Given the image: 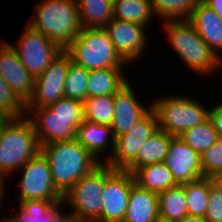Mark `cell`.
<instances>
[{"mask_svg":"<svg viewBox=\"0 0 222 222\" xmlns=\"http://www.w3.org/2000/svg\"><path fill=\"white\" fill-rule=\"evenodd\" d=\"M26 111L40 146L74 139L77 127L84 121L83 102L66 97L48 107L26 108Z\"/></svg>","mask_w":222,"mask_h":222,"instance_id":"6da1fadb","label":"cell"},{"mask_svg":"<svg viewBox=\"0 0 222 222\" xmlns=\"http://www.w3.org/2000/svg\"><path fill=\"white\" fill-rule=\"evenodd\" d=\"M41 152L48 160L53 184L63 196L100 164L75 138L43 145Z\"/></svg>","mask_w":222,"mask_h":222,"instance_id":"7a4b0ae2","label":"cell"},{"mask_svg":"<svg viewBox=\"0 0 222 222\" xmlns=\"http://www.w3.org/2000/svg\"><path fill=\"white\" fill-rule=\"evenodd\" d=\"M27 23L65 50L79 35L81 24L76 0H42Z\"/></svg>","mask_w":222,"mask_h":222,"instance_id":"3957f363","label":"cell"},{"mask_svg":"<svg viewBox=\"0 0 222 222\" xmlns=\"http://www.w3.org/2000/svg\"><path fill=\"white\" fill-rule=\"evenodd\" d=\"M163 23L164 33H167L172 49L189 70L206 79L222 69V60L203 41L188 20Z\"/></svg>","mask_w":222,"mask_h":222,"instance_id":"277c9868","label":"cell"},{"mask_svg":"<svg viewBox=\"0 0 222 222\" xmlns=\"http://www.w3.org/2000/svg\"><path fill=\"white\" fill-rule=\"evenodd\" d=\"M41 151L35 129L26 117L0 122V176L9 177ZM16 170V172H15Z\"/></svg>","mask_w":222,"mask_h":222,"instance_id":"5b68a950","label":"cell"},{"mask_svg":"<svg viewBox=\"0 0 222 222\" xmlns=\"http://www.w3.org/2000/svg\"><path fill=\"white\" fill-rule=\"evenodd\" d=\"M164 96L153 99L151 107L156 114L159 129L172 136H180L209 118L210 106L205 107L196 98L176 94Z\"/></svg>","mask_w":222,"mask_h":222,"instance_id":"8992f818","label":"cell"},{"mask_svg":"<svg viewBox=\"0 0 222 222\" xmlns=\"http://www.w3.org/2000/svg\"><path fill=\"white\" fill-rule=\"evenodd\" d=\"M72 61L85 69L123 68L127 64L114 48L103 28H82L79 35L65 49Z\"/></svg>","mask_w":222,"mask_h":222,"instance_id":"52a82bcc","label":"cell"},{"mask_svg":"<svg viewBox=\"0 0 222 222\" xmlns=\"http://www.w3.org/2000/svg\"><path fill=\"white\" fill-rule=\"evenodd\" d=\"M104 186L105 163H100L67 191L63 203L71 208V222H95L101 216Z\"/></svg>","mask_w":222,"mask_h":222,"instance_id":"ba28073f","label":"cell"},{"mask_svg":"<svg viewBox=\"0 0 222 222\" xmlns=\"http://www.w3.org/2000/svg\"><path fill=\"white\" fill-rule=\"evenodd\" d=\"M20 169L22 178L15 200L19 203L27 200L63 202V195L53 184L48 160L41 151Z\"/></svg>","mask_w":222,"mask_h":222,"instance_id":"9c48e42d","label":"cell"},{"mask_svg":"<svg viewBox=\"0 0 222 222\" xmlns=\"http://www.w3.org/2000/svg\"><path fill=\"white\" fill-rule=\"evenodd\" d=\"M135 184L133 174L113 169L105 163V186L102 193L101 216L95 222H123Z\"/></svg>","mask_w":222,"mask_h":222,"instance_id":"30bf717a","label":"cell"},{"mask_svg":"<svg viewBox=\"0 0 222 222\" xmlns=\"http://www.w3.org/2000/svg\"><path fill=\"white\" fill-rule=\"evenodd\" d=\"M17 45L9 44L16 51L19 60L35 78L40 75L62 49L41 32L32 29L28 24L23 28Z\"/></svg>","mask_w":222,"mask_h":222,"instance_id":"8fae6325","label":"cell"},{"mask_svg":"<svg viewBox=\"0 0 222 222\" xmlns=\"http://www.w3.org/2000/svg\"><path fill=\"white\" fill-rule=\"evenodd\" d=\"M70 54L62 50L49 66L34 80V90L26 108L48 107L64 96V83L67 77Z\"/></svg>","mask_w":222,"mask_h":222,"instance_id":"7c38bea8","label":"cell"},{"mask_svg":"<svg viewBox=\"0 0 222 222\" xmlns=\"http://www.w3.org/2000/svg\"><path fill=\"white\" fill-rule=\"evenodd\" d=\"M103 29L113 42L116 52L128 66L144 57L142 55L149 45L145 26L113 17Z\"/></svg>","mask_w":222,"mask_h":222,"instance_id":"4fadbf2b","label":"cell"},{"mask_svg":"<svg viewBox=\"0 0 222 222\" xmlns=\"http://www.w3.org/2000/svg\"><path fill=\"white\" fill-rule=\"evenodd\" d=\"M159 129L155 112L151 109L126 134L115 138V147L107 165L124 170L136 157L142 144Z\"/></svg>","mask_w":222,"mask_h":222,"instance_id":"5bb4252c","label":"cell"},{"mask_svg":"<svg viewBox=\"0 0 222 222\" xmlns=\"http://www.w3.org/2000/svg\"><path fill=\"white\" fill-rule=\"evenodd\" d=\"M164 163L179 184L194 182L203 178L201 155L178 136L171 139Z\"/></svg>","mask_w":222,"mask_h":222,"instance_id":"9a60e30c","label":"cell"},{"mask_svg":"<svg viewBox=\"0 0 222 222\" xmlns=\"http://www.w3.org/2000/svg\"><path fill=\"white\" fill-rule=\"evenodd\" d=\"M0 75L26 104L34 90L35 78L19 60L16 51L7 41H0Z\"/></svg>","mask_w":222,"mask_h":222,"instance_id":"2e32d148","label":"cell"},{"mask_svg":"<svg viewBox=\"0 0 222 222\" xmlns=\"http://www.w3.org/2000/svg\"><path fill=\"white\" fill-rule=\"evenodd\" d=\"M132 84L128 82L114 95V118L111 124L114 138L126 134L143 118L151 109L143 106L134 94Z\"/></svg>","mask_w":222,"mask_h":222,"instance_id":"e0dca14e","label":"cell"},{"mask_svg":"<svg viewBox=\"0 0 222 222\" xmlns=\"http://www.w3.org/2000/svg\"><path fill=\"white\" fill-rule=\"evenodd\" d=\"M75 139L100 163H106L109 160L115 147L111 126L88 120H84L77 127ZM105 152L108 154H104Z\"/></svg>","mask_w":222,"mask_h":222,"instance_id":"ac0fdd59","label":"cell"},{"mask_svg":"<svg viewBox=\"0 0 222 222\" xmlns=\"http://www.w3.org/2000/svg\"><path fill=\"white\" fill-rule=\"evenodd\" d=\"M188 21L216 56L222 60V19L216 12L203 1L197 2Z\"/></svg>","mask_w":222,"mask_h":222,"instance_id":"d6986e66","label":"cell"},{"mask_svg":"<svg viewBox=\"0 0 222 222\" xmlns=\"http://www.w3.org/2000/svg\"><path fill=\"white\" fill-rule=\"evenodd\" d=\"M18 205L17 215H7L5 222H71L70 215L62 210L63 202L27 200Z\"/></svg>","mask_w":222,"mask_h":222,"instance_id":"ffe728a7","label":"cell"},{"mask_svg":"<svg viewBox=\"0 0 222 222\" xmlns=\"http://www.w3.org/2000/svg\"><path fill=\"white\" fill-rule=\"evenodd\" d=\"M123 222H159L158 194L135 183L130 190Z\"/></svg>","mask_w":222,"mask_h":222,"instance_id":"44dd1931","label":"cell"},{"mask_svg":"<svg viewBox=\"0 0 222 222\" xmlns=\"http://www.w3.org/2000/svg\"><path fill=\"white\" fill-rule=\"evenodd\" d=\"M173 137L162 129H158L142 144L137 157L124 170L132 174L145 165L164 162Z\"/></svg>","mask_w":222,"mask_h":222,"instance_id":"7402d4cb","label":"cell"},{"mask_svg":"<svg viewBox=\"0 0 222 222\" xmlns=\"http://www.w3.org/2000/svg\"><path fill=\"white\" fill-rule=\"evenodd\" d=\"M124 68L91 70L87 83V98L100 95H115L129 81ZM124 72V73H123Z\"/></svg>","mask_w":222,"mask_h":222,"instance_id":"603a6c76","label":"cell"},{"mask_svg":"<svg viewBox=\"0 0 222 222\" xmlns=\"http://www.w3.org/2000/svg\"><path fill=\"white\" fill-rule=\"evenodd\" d=\"M132 174L135 183L140 188L157 194L179 185L164 162L145 165L136 169Z\"/></svg>","mask_w":222,"mask_h":222,"instance_id":"cb8c5ba5","label":"cell"},{"mask_svg":"<svg viewBox=\"0 0 222 222\" xmlns=\"http://www.w3.org/2000/svg\"><path fill=\"white\" fill-rule=\"evenodd\" d=\"M159 222H177L188 215L184 184L158 194Z\"/></svg>","mask_w":222,"mask_h":222,"instance_id":"d4e9b609","label":"cell"},{"mask_svg":"<svg viewBox=\"0 0 222 222\" xmlns=\"http://www.w3.org/2000/svg\"><path fill=\"white\" fill-rule=\"evenodd\" d=\"M84 28H104L114 16L110 0H76Z\"/></svg>","mask_w":222,"mask_h":222,"instance_id":"484cf974","label":"cell"},{"mask_svg":"<svg viewBox=\"0 0 222 222\" xmlns=\"http://www.w3.org/2000/svg\"><path fill=\"white\" fill-rule=\"evenodd\" d=\"M113 9L114 18L139 23L145 27L155 17L152 0H114Z\"/></svg>","mask_w":222,"mask_h":222,"instance_id":"4316f807","label":"cell"},{"mask_svg":"<svg viewBox=\"0 0 222 222\" xmlns=\"http://www.w3.org/2000/svg\"><path fill=\"white\" fill-rule=\"evenodd\" d=\"M84 120L111 126L114 118V95L88 97L83 101Z\"/></svg>","mask_w":222,"mask_h":222,"instance_id":"83f0119b","label":"cell"},{"mask_svg":"<svg viewBox=\"0 0 222 222\" xmlns=\"http://www.w3.org/2000/svg\"><path fill=\"white\" fill-rule=\"evenodd\" d=\"M178 137L200 155L220 138L209 118L201 124L184 131Z\"/></svg>","mask_w":222,"mask_h":222,"instance_id":"f1b7e54d","label":"cell"},{"mask_svg":"<svg viewBox=\"0 0 222 222\" xmlns=\"http://www.w3.org/2000/svg\"><path fill=\"white\" fill-rule=\"evenodd\" d=\"M196 4V0H152L153 12L163 22L189 20Z\"/></svg>","mask_w":222,"mask_h":222,"instance_id":"f546056e","label":"cell"},{"mask_svg":"<svg viewBox=\"0 0 222 222\" xmlns=\"http://www.w3.org/2000/svg\"><path fill=\"white\" fill-rule=\"evenodd\" d=\"M188 215L205 217L210 195V178L184 183Z\"/></svg>","mask_w":222,"mask_h":222,"instance_id":"4dcf8cb0","label":"cell"},{"mask_svg":"<svg viewBox=\"0 0 222 222\" xmlns=\"http://www.w3.org/2000/svg\"><path fill=\"white\" fill-rule=\"evenodd\" d=\"M89 70L75 64L69 63L67 77L64 83V96L66 98L84 101L87 98V83Z\"/></svg>","mask_w":222,"mask_h":222,"instance_id":"1f68e13d","label":"cell"},{"mask_svg":"<svg viewBox=\"0 0 222 222\" xmlns=\"http://www.w3.org/2000/svg\"><path fill=\"white\" fill-rule=\"evenodd\" d=\"M0 114L4 118H20L27 114L26 104L0 75Z\"/></svg>","mask_w":222,"mask_h":222,"instance_id":"d6a6232c","label":"cell"},{"mask_svg":"<svg viewBox=\"0 0 222 222\" xmlns=\"http://www.w3.org/2000/svg\"><path fill=\"white\" fill-rule=\"evenodd\" d=\"M203 177H222V137L201 155Z\"/></svg>","mask_w":222,"mask_h":222,"instance_id":"836d02e7","label":"cell"},{"mask_svg":"<svg viewBox=\"0 0 222 222\" xmlns=\"http://www.w3.org/2000/svg\"><path fill=\"white\" fill-rule=\"evenodd\" d=\"M207 222H222V180L210 178V195L205 213Z\"/></svg>","mask_w":222,"mask_h":222,"instance_id":"e575fe53","label":"cell"},{"mask_svg":"<svg viewBox=\"0 0 222 222\" xmlns=\"http://www.w3.org/2000/svg\"><path fill=\"white\" fill-rule=\"evenodd\" d=\"M213 106V107H212ZM209 110V119L219 137H222V101L212 105Z\"/></svg>","mask_w":222,"mask_h":222,"instance_id":"d590c367","label":"cell"},{"mask_svg":"<svg viewBox=\"0 0 222 222\" xmlns=\"http://www.w3.org/2000/svg\"><path fill=\"white\" fill-rule=\"evenodd\" d=\"M203 2L222 19V0H204Z\"/></svg>","mask_w":222,"mask_h":222,"instance_id":"8d00e7d4","label":"cell"},{"mask_svg":"<svg viewBox=\"0 0 222 222\" xmlns=\"http://www.w3.org/2000/svg\"><path fill=\"white\" fill-rule=\"evenodd\" d=\"M6 180V178H4V177H1L0 176V208L3 206V198L5 197L4 195H5V185H6V182H7V180ZM1 210V209H0ZM6 215H4L1 219H0V222H5V220H6V217H5Z\"/></svg>","mask_w":222,"mask_h":222,"instance_id":"74e56055","label":"cell"},{"mask_svg":"<svg viewBox=\"0 0 222 222\" xmlns=\"http://www.w3.org/2000/svg\"><path fill=\"white\" fill-rule=\"evenodd\" d=\"M177 222H207V221L205 220L204 217L186 215L183 219Z\"/></svg>","mask_w":222,"mask_h":222,"instance_id":"f35d334b","label":"cell"},{"mask_svg":"<svg viewBox=\"0 0 222 222\" xmlns=\"http://www.w3.org/2000/svg\"><path fill=\"white\" fill-rule=\"evenodd\" d=\"M4 119V117L0 114V122Z\"/></svg>","mask_w":222,"mask_h":222,"instance_id":"ab89813d","label":"cell"}]
</instances>
